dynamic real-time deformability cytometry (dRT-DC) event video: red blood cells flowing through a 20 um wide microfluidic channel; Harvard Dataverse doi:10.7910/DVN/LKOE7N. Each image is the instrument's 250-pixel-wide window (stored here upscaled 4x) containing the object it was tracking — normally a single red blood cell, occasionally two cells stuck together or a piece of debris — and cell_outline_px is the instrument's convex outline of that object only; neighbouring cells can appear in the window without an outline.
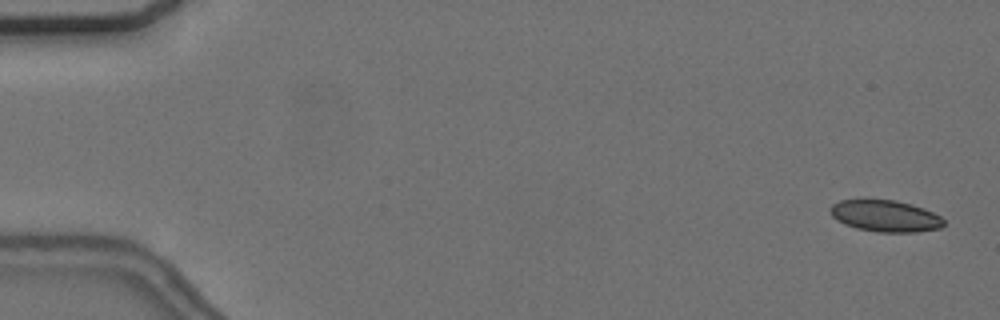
{"species": "common noctule bat (a hibernating species)", "species_latin": "Nyctalus noctula", "temperature_condition": "cold", "stored_images_in_passage": 53, "camera_frame_rate_fps": 3000, "um_per_image_px": 0.085, "animal": {"sex": "female", "body_mass_g": 24.6, "forearm_length_mm": 56.2}, "frame": {"image": 1, "passage_image": 2, "time_ms": 0.333, "image_size_px": [1000, 320], "cell_outline_px": [[944, 224], [940, 228], [916, 232], [876, 232], [856, 228], [844, 224], [836, 220], [832, 216], [828, 208], [832, 204], [840, 200], [896, 200], [912, 204], [924, 208], [940, 216], [944, 220]], "centroid_in_image_um": [75.23, 18.36], "position_along_channel_um": 9.8, "area_um2": 20.98}}
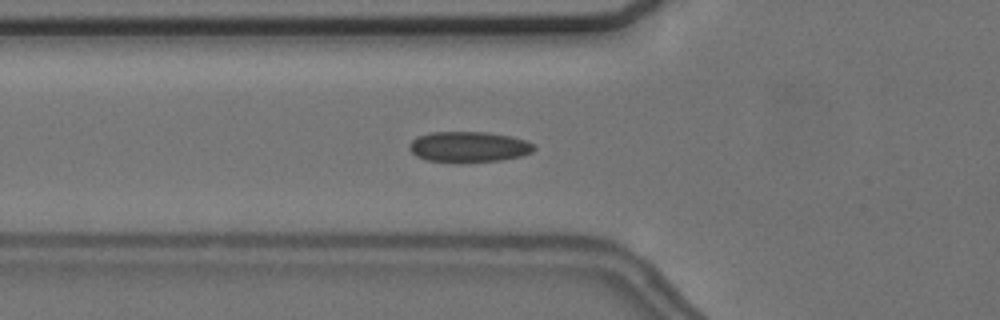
{"frame": {"image": 2, "passage_image": 20, "time_ms": 6.333, "image_size_px": [1000, 320], "cell_outline_px": [[536, 148], [532, 152], [520, 156], [500, 160], [460, 164], [428, 160], [416, 156], [408, 148], [408, 144], [416, 136], [432, 132], [488, 132], [512, 136], [536, 144]], "centroid_in_image_um": [39.83, 12.49], "position_along_channel_um": 86.0, "area_um2": 22.77}}
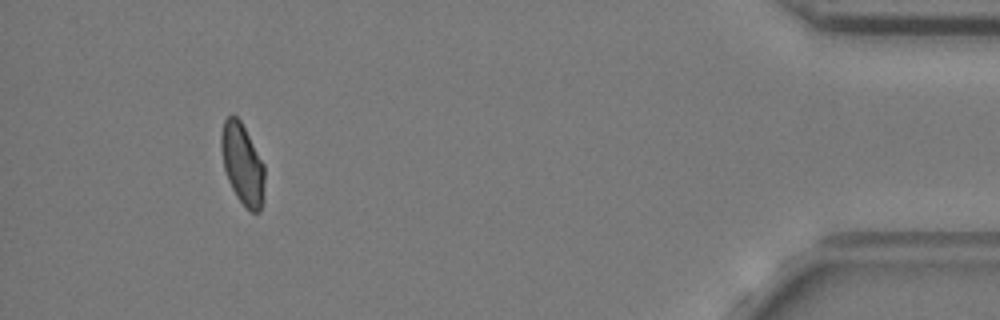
{"frame": {"image": 3, "passage_image": 52, "time_ms": 17.0, "image_size_px": [1000, 320], "cell_outline_px": [[264, 200], [260, 212], [252, 212], [236, 196], [228, 180], [224, 168], [220, 148], [220, 136], [224, 120], [232, 112], [240, 120], [264, 164]], "centroid_in_image_um": [20.6, 13.93], "position_along_channel_um": 414.6, "area_um2": 20.52}}